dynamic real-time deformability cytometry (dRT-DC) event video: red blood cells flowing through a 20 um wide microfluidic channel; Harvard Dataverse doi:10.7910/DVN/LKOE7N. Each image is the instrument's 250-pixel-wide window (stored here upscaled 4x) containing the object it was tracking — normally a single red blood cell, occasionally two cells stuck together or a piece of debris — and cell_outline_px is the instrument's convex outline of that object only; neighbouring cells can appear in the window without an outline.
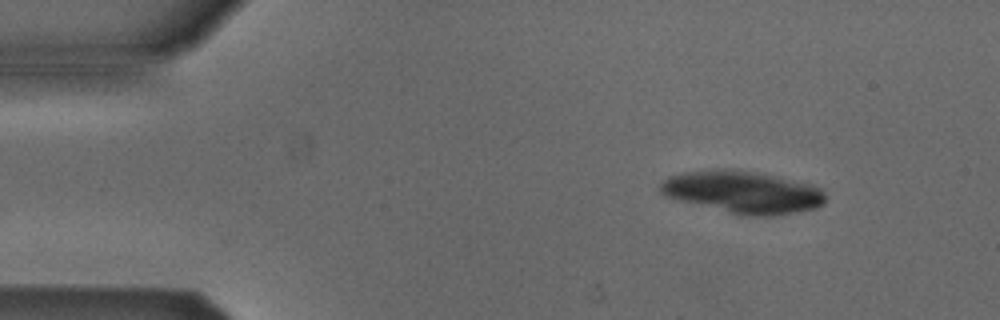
{"species": "Egyptian fruit bat (a non-hibernating species)", "species_latin": "Rousettus aegyptiacus", "temperature_condition": "cold", "stored_images_in_passage": 5, "camera_frame_rate_fps": 3000, "um_per_image_px": 0.085, "animal": {"sex": "male"}, "frame": {"image": 1, "passage_image": 1, "time_ms": 0.0, "image_size_px": [1000, 320], "cell_outline_px": [[824, 204], [816, 208], [772, 216], [744, 216], [664, 196], [660, 192], [660, 184], [668, 176], [684, 172], [720, 168], [756, 172], [820, 188], [824, 192]], "centroid_in_image_um": [63.08, 16.34], "position_along_channel_um": 21.9, "area_um2": 40.0}}
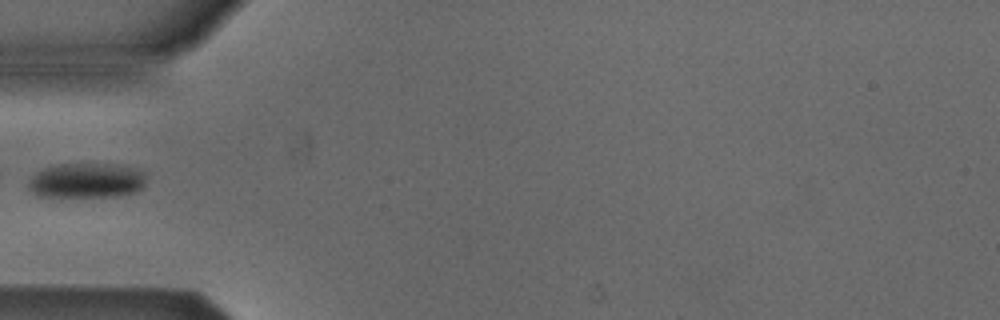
{"frame": {"image": 2, "passage_image": 4, "time_ms": 3.667, "image_size_px": [1000, 320], "cell_outline_px": [[144, 184], [136, 192], [116, 196], [36, 196], [28, 188], [28, 180], [36, 172], [44, 168], [60, 164], [108, 164], [128, 168], [144, 172]], "centroid_in_image_um": [7.28, 15.35], "position_along_channel_um": 77.7, "area_um2": 23.58}}
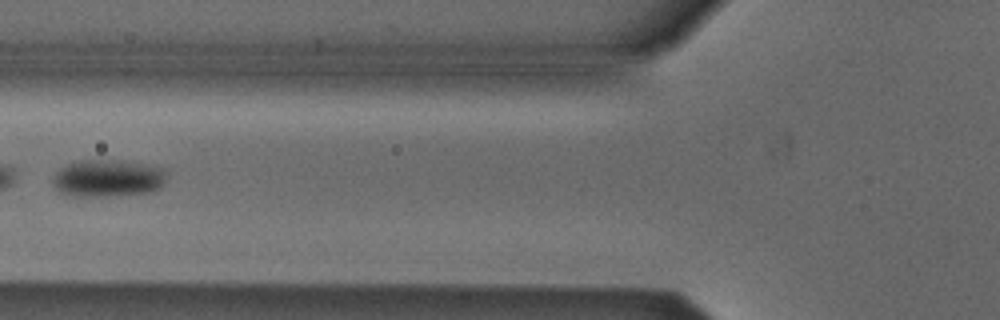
{"frame": {"image": 3, "passage_image": 5, "time_ms": 4.667, "image_size_px": [1000, 320], "cell_outline_px": [[168, 176], [164, 184], [160, 188], [152, 192], [116, 196], [72, 196], [60, 192], [52, 184], [52, 176], [60, 168], [68, 164], [80, 160], [112, 160], [140, 164], [164, 168], [168, 172]], "centroid_in_image_um": [9.18, 15.17], "position_along_channel_um": 116.6, "area_um2": 24.97}}